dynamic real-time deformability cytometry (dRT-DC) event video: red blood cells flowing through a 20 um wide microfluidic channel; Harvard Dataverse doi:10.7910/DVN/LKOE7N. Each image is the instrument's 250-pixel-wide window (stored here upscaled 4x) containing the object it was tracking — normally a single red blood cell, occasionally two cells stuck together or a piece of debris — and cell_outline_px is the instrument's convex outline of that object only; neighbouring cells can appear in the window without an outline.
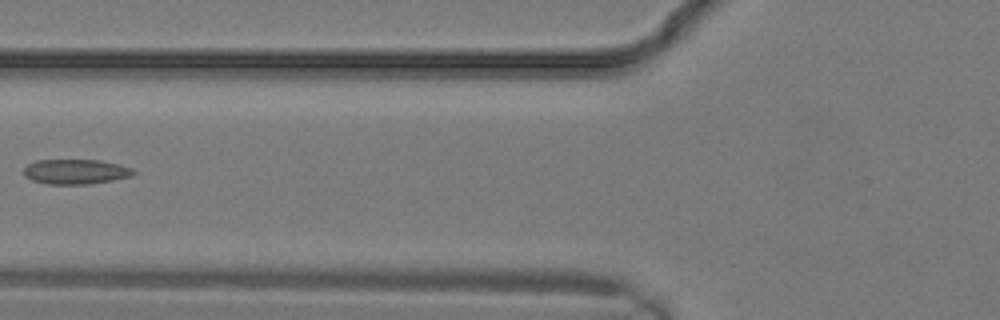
{"species": "common noctule bat (a hibernating species)", "species_latin": "Nyctalus noctula", "temperature_condition": "warm", "stored_images_in_passage": 18, "segment_of_instrument_passage": [2, 2], "camera_frame_rate_fps": 3000, "um_per_image_px": 0.085, "animal": {"sex": "male", "body_mass_g": 19.2, "forearm_length_mm": 51.8}, "frame": {"image": 1, "passage_image": 11, "time_ms": 3.333, "image_size_px": [1000, 320], "cell_outline_px": [[136, 172], [132, 176], [112, 180], [88, 184], [48, 184], [32, 180], [24, 176], [24, 168], [28, 164], [36, 160], [100, 160], [120, 164], [132, 168]], "centroid_in_image_um": [6.44, 14.59], "position_along_channel_um": 119.4, "area_um2": 15.95}}
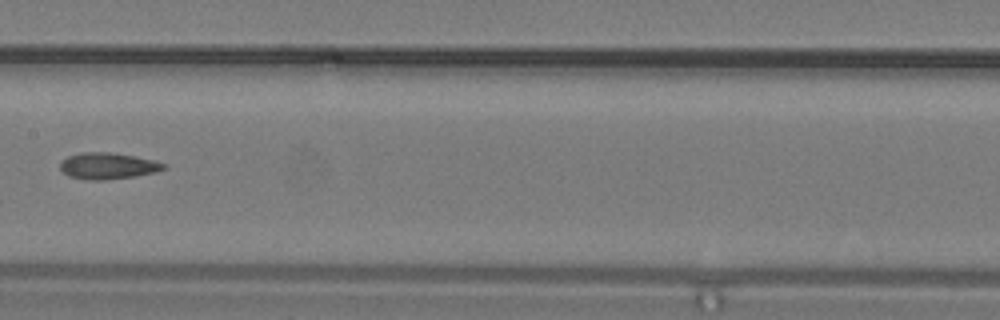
{"frame": {"image": 2, "passage_image": 14, "time_ms": 4.333, "image_size_px": [1000, 320], "cell_outline_px": [[168, 168], [156, 172], [136, 176], [104, 180], [88, 180], [68, 176], [60, 168], [60, 164], [68, 156], [80, 152], [108, 152], [132, 156], [152, 160], [168, 164]], "centroid_in_image_um": [9.19, 14.11], "position_along_channel_um": 198.2, "area_um2": 15.9}}